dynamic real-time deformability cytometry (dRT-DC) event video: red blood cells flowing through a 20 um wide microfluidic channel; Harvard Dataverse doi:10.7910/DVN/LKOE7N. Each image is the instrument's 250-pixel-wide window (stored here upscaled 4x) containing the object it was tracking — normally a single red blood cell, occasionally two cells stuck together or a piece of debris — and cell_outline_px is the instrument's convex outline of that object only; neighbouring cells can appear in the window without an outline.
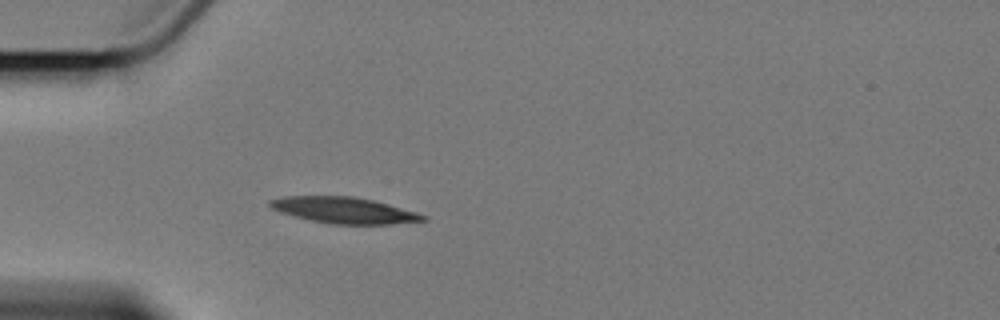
{"species": "Egyptian fruit bat (a non-hibernating species)", "species_latin": "Rousettus aegyptiacus", "temperature_condition": "cold", "stored_images_in_passage": 4, "camera_frame_rate_fps": 3000, "um_per_image_px": 0.085, "animal": {"sex": "female"}, "frame": {"image": 1, "passage_image": 4, "time_ms": 3.667, "image_size_px": [1000, 320], "cell_outline_px": [[428, 220], [388, 224], [332, 224], [312, 220], [280, 212], [272, 208], [268, 204], [268, 200], [284, 196], [352, 196], [372, 200], [388, 204], [416, 212], [428, 216]], "centroid_in_image_um": [29.24, 17.86], "position_along_channel_um": 55.8, "area_um2": 23.12}}